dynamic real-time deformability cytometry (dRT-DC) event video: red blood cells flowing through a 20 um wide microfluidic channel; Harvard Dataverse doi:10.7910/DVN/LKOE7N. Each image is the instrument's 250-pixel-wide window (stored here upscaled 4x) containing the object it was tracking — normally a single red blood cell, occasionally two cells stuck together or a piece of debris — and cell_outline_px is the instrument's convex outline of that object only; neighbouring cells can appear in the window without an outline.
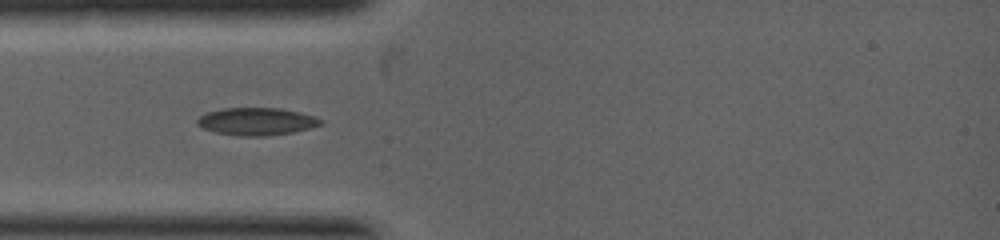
{"species": "common noctule bat (a hibernating species)", "species_latin": "Nyctalus noctula", "temperature_condition": "warm", "stored_images_in_passage": 4, "camera_frame_rate_fps": 5000, "um_per_image_px": 0.085, "animal": {"sex": "female", "body_mass_g": 19.0, "forearm_length_mm": 53.3}, "frame": {"image": 1, "passage_image": 1, "time_ms": 0.0, "image_size_px": [1000, 240], "cell_outline_px": [[324, 120], [320, 124], [312, 128], [292, 132], [264, 136], [240, 136], [216, 132], [204, 128], [196, 124], [196, 120], [204, 112], [220, 108], [280, 108], [300, 112]], "centroid_in_image_um": [21.78, 10.31], "position_along_channel_um": 63.2, "area_um2": 19.83}}
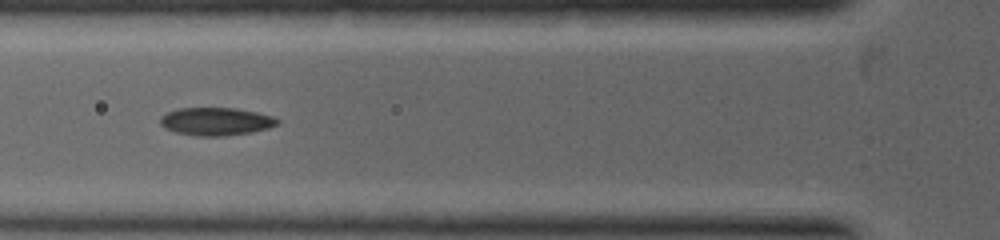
{"frame": {"image": 2, "passage_image": 2, "time_ms": 0.6, "image_size_px": [1000, 240], "cell_outline_px": [[280, 120], [276, 124], [268, 128], [252, 132], [224, 136], [196, 136], [176, 132], [164, 128], [160, 124], [160, 116], [176, 108], [236, 108], [256, 112], [272, 116]], "centroid_in_image_um": [18.32, 10.32], "position_along_channel_um": 107.5, "area_um2": 19.07}}
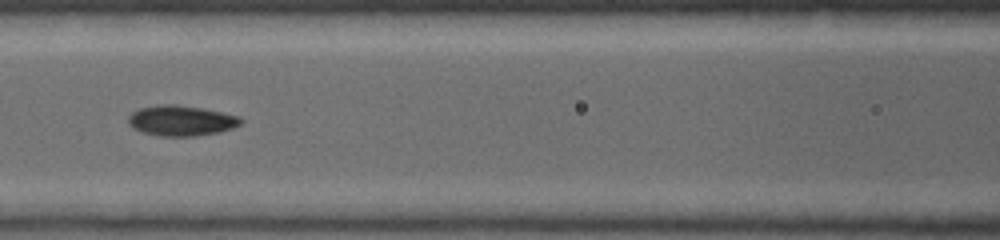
{"frame": {"image": 3, "passage_image": 3, "time_ms": 1.2, "image_size_px": [1000, 240], "cell_outline_px": [[244, 120], [240, 124], [232, 128], [216, 132], [196, 136], [160, 136], [144, 132], [132, 128], [128, 124], [128, 116], [132, 112], [140, 108], [160, 104], [176, 104], [204, 108], [240, 116]], "centroid_in_image_um": [15.39, 10.24], "position_along_channel_um": 151.2, "area_um2": 20.0}}